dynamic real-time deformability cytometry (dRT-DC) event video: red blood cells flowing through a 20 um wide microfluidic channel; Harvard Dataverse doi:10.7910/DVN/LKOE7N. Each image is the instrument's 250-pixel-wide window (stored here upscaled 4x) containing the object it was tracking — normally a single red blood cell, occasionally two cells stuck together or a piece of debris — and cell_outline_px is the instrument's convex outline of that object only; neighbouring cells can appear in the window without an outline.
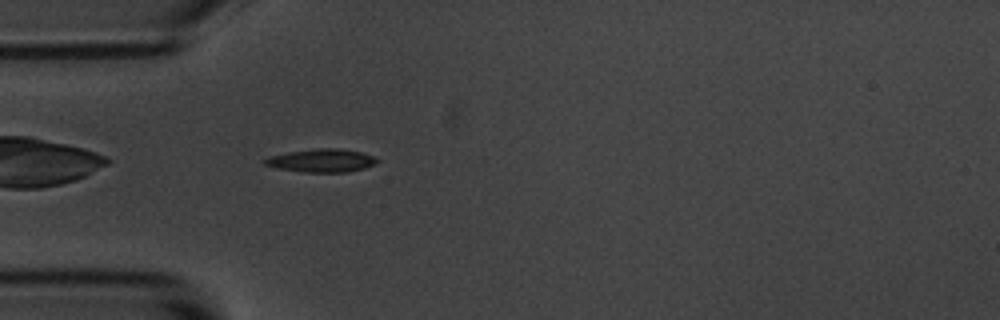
{"species": "common noctule bat (a hibernating species)", "species_latin": "Nyctalus noctula", "temperature_condition": "room temperature", "stored_images_in_passage": 5, "camera_frame_rate_fps": 3000, "um_per_image_px": 0.085, "animal": {"sex": "male", "body_mass_g": 20.1, "forearm_length_mm": 53.5}, "frame": {"image": 1, "passage_image": 5, "time_ms": 1.333, "image_size_px": [1000, 320], "cell_outline_px": [[380, 160], [376, 164], [364, 168], [348, 172], [304, 172], [280, 168], [264, 164], [260, 160], [272, 156], [288, 152], [316, 148], [336, 148], [360, 152], [372, 156]], "centroid_in_image_um": [27.35, 13.64], "position_along_channel_um": 57.7, "area_um2": 15.03}}